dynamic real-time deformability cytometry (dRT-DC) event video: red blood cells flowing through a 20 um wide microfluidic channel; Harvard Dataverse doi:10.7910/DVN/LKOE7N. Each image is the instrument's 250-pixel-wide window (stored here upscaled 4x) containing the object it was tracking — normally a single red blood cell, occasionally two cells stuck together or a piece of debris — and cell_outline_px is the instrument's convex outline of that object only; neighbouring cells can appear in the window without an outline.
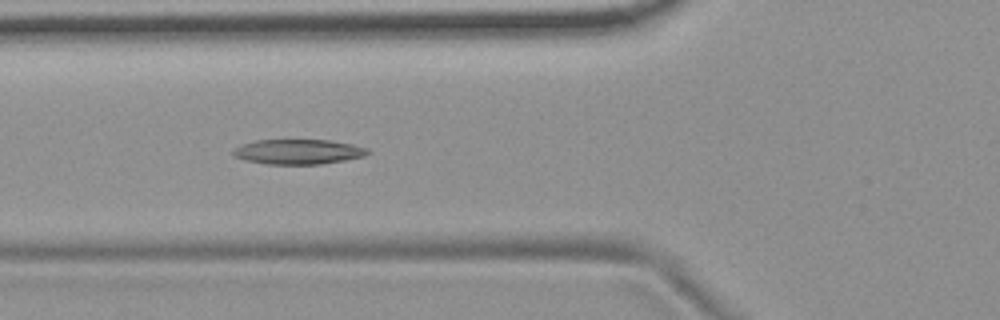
{"species": "common noctule bat (a hibernating species)", "species_latin": "Nyctalus noctula", "temperature_condition": "room temperature", "stored_images_in_passage": 5, "camera_frame_rate_fps": 3000, "um_per_image_px": 0.085, "animal": {"sex": "female", "body_mass_g": 19.9}, "frame": {"image": 1, "passage_image": 4, "time_ms": 3.333, "image_size_px": [1000, 320], "cell_outline_px": [[372, 152], [364, 156], [344, 160], [320, 164], [264, 164], [244, 160], [232, 156], [232, 148], [256, 140], [328, 140], [352, 144], [368, 148]], "centroid_in_image_um": [25.33, 12.9], "position_along_channel_um": 100.5, "area_um2": 19.65}}
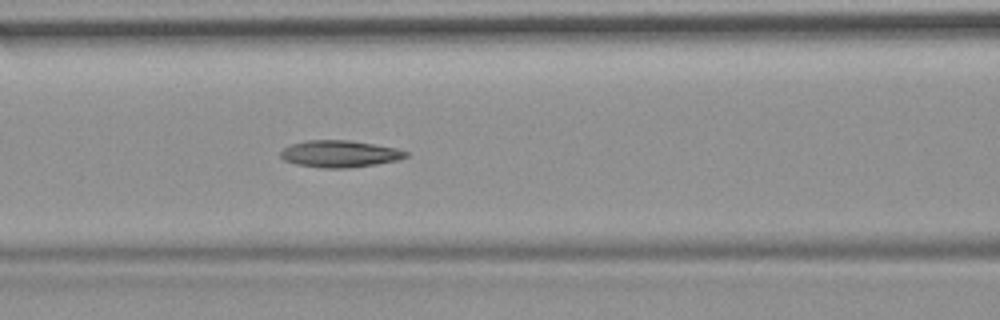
{"frame": {"image": 2, "passage_image": 5, "time_ms": 4.333, "image_size_px": [1000, 320], "cell_outline_px": [[408, 156], [400, 160], [376, 164], [348, 168], [320, 168], [296, 164], [284, 160], [280, 156], [280, 152], [284, 148], [292, 144], [308, 140], [352, 140], [396, 148], [408, 152]], "centroid_in_image_um": [28.89, 13.08], "position_along_channel_um": 137.7, "area_um2": 19.71}}